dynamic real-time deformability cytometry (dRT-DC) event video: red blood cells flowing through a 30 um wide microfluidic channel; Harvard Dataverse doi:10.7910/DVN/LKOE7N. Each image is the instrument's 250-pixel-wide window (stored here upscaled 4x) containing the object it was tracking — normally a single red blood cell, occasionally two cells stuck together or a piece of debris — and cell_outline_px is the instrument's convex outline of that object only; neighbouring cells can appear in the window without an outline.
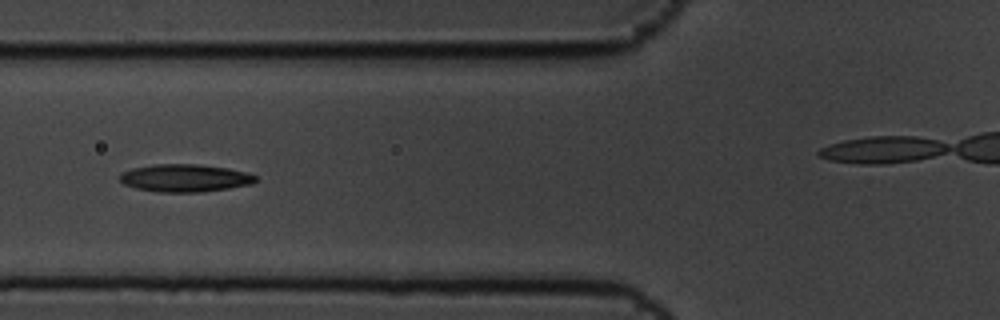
{"species": "common noctule bat (a hibernating species)", "species_latin": "Nyctalus noctula", "temperature_condition": "cold", "stored_images_in_passage": 13, "camera_frame_rate_fps": 3000, "um_per_image_px": 0.085, "animal": {"sex": "male", "body_mass_g": 19.5, "forearm_length_mm": 54.6}, "frame": {"image": 1, "passage_image": 6, "time_ms": 1.667, "image_size_px": [1000, 320], "cell_outline_px": [[256, 180], [252, 184], [228, 188], [200, 192], [160, 192], [136, 188], [124, 184], [116, 176], [120, 172], [132, 168], [152, 164], [196, 164], [228, 168], [248, 172], [256, 176]], "centroid_in_image_um": [15.68, 15.12], "position_along_channel_um": 110.1, "area_um2": 22.02}}
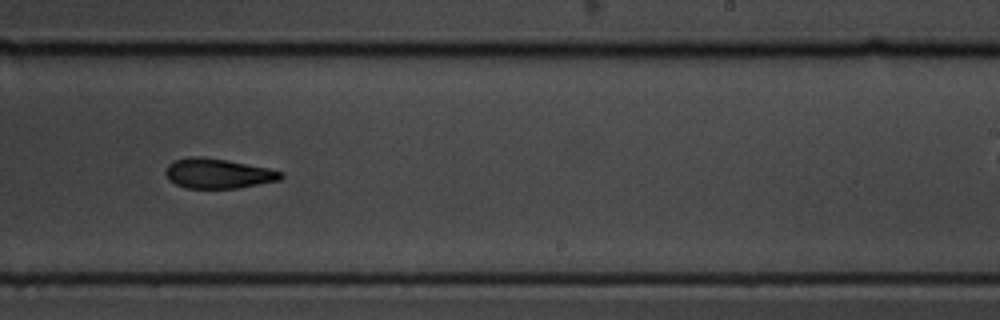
{"frame": {"image": 2, "passage_image": 10, "time_ms": 3.0, "image_size_px": [1000, 320], "cell_outline_px": [[284, 176], [280, 180], [236, 188], [184, 188], [168, 180], [168, 164], [176, 160], [188, 156], [200, 156], [228, 160], [268, 168], [284, 172]], "centroid_in_image_um": [18.56, 14.74], "position_along_channel_um": 270.4, "area_um2": 19.94}}
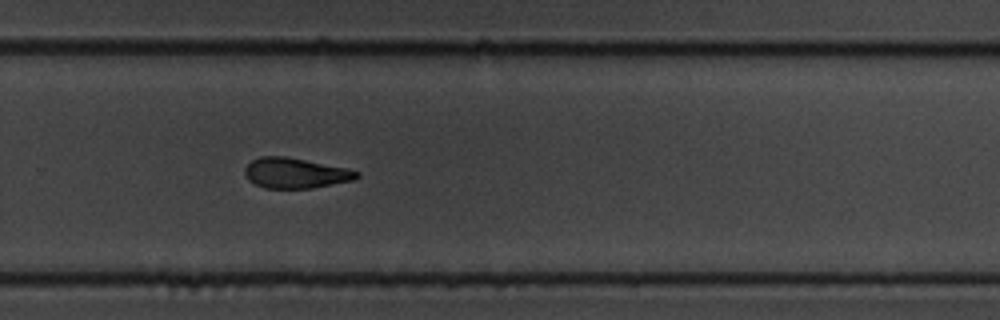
{"frame": {"image": 3, "passage_image": 11, "time_ms": 3.333, "image_size_px": [1000, 320], "cell_outline_px": [[360, 176], [356, 180], [312, 188], [264, 188], [248, 180], [244, 172], [244, 168], [252, 160], [260, 156], [284, 156], [344, 168], [360, 172]], "centroid_in_image_um": [25.1, 14.72], "position_along_channel_um": 304.7, "area_um2": 19.65}}